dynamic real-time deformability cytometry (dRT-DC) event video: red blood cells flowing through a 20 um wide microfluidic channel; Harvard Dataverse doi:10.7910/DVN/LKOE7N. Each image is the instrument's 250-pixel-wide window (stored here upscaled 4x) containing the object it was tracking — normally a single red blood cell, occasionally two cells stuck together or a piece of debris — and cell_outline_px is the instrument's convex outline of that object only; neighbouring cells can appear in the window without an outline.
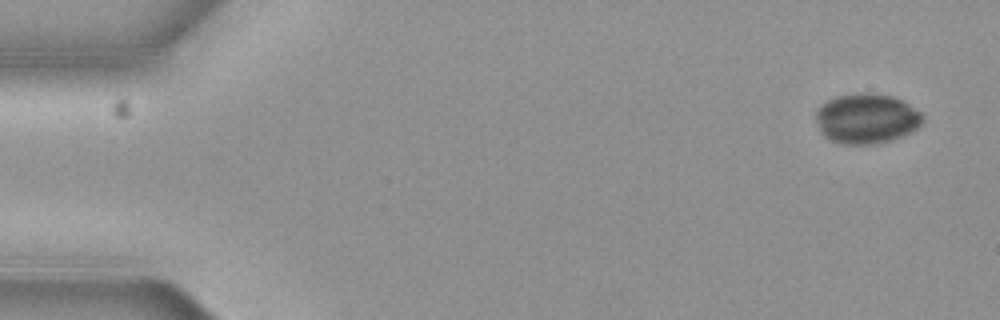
{"species": "common noctule bat (a hibernating species)", "species_latin": "Nyctalus noctula", "temperature_condition": "cold", "stored_images_in_passage": 4, "camera_frame_rate_fps": 3000, "um_per_image_px": 0.085, "animal": {"sex": "female", "body_mass_g": 19.3, "forearm_length_mm": 54.1}, "frame": {"image": 1, "passage_image": 1, "time_ms": 0.0, "image_size_px": [1000, 320], "cell_outline_px": [[924, 120], [912, 132], [892, 140], [876, 144], [844, 144], [832, 140], [824, 136], [816, 120], [816, 108], [820, 104], [836, 96], [864, 92], [868, 92], [892, 96], [904, 100], [920, 112], [924, 116]], "centroid_in_image_um": [73.67, 10.06], "position_along_channel_um": 11.3, "area_um2": 31.33}}